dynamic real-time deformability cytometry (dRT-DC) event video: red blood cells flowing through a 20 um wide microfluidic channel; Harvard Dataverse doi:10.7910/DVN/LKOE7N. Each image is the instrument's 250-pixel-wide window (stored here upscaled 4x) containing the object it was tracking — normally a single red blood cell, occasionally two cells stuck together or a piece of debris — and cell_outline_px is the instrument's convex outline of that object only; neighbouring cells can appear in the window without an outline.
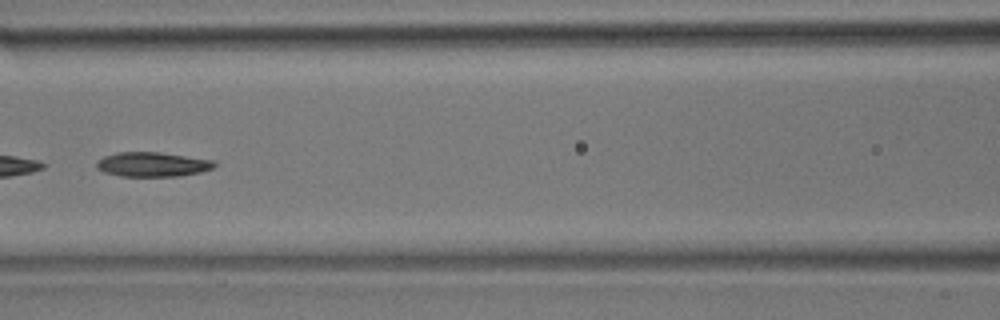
{"species": "common noctule bat (a hibernating species)", "species_latin": "Nyctalus noctula", "temperature_condition": "room temperature", "stored_images_in_passage": 42, "camera_frame_rate_fps": 3000, "um_per_image_px": 0.085, "animal": {"sex": "male", "body_mass_g": 17.9}, "frame": {"image": 1, "passage_image": 19, "time_ms": 6.0, "image_size_px": [1000, 320], "cell_outline_px": [[220, 164], [212, 168], [200, 172], [180, 176], [120, 176], [104, 172], [96, 168], [96, 160], [104, 156], [116, 152], [160, 152], [216, 160]], "centroid_in_image_um": [12.98, 13.96], "position_along_channel_um": 153.6, "area_um2": 17.11}}
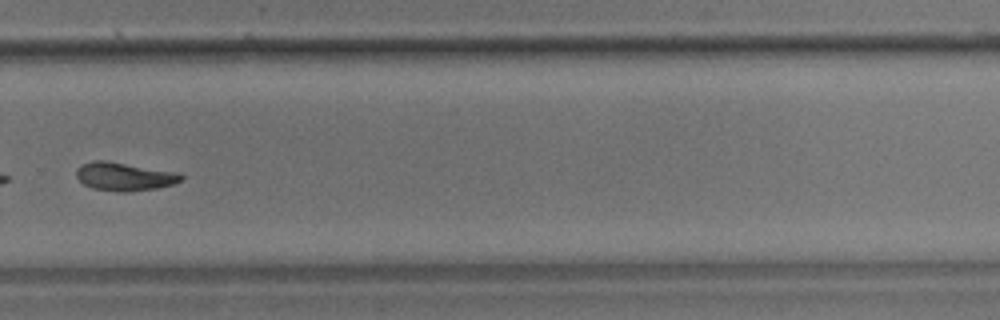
{"frame": {"image": 2, "passage_image": 30, "time_ms": 9.667, "image_size_px": [1000, 320], "cell_outline_px": [[184, 176], [180, 180], [172, 184], [156, 188], [124, 192], [116, 192], [92, 188], [84, 184], [76, 176], [76, 168], [80, 164], [96, 160], [104, 160], [180, 172]], "centroid_in_image_um": [10.55, 14.99], "position_along_channel_um": 319.2, "area_um2": 17.34}}